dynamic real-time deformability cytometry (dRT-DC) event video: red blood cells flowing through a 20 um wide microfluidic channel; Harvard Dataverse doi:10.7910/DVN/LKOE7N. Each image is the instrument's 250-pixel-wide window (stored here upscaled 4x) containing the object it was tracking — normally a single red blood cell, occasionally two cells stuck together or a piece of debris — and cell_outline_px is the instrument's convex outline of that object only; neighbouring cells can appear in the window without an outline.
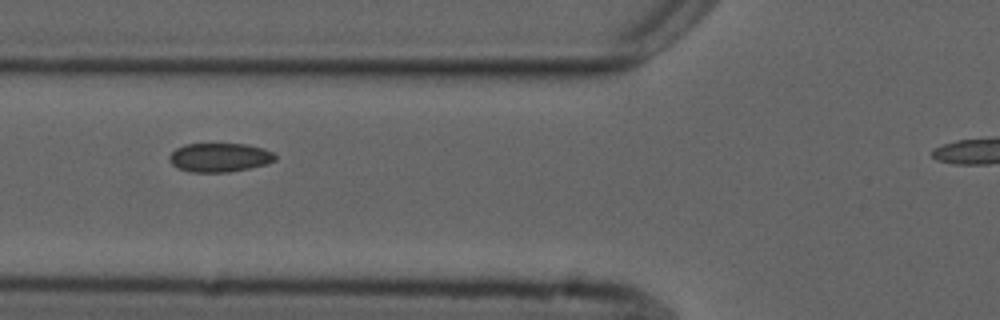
{"species": "common noctule bat (a hibernating species)", "species_latin": "Nyctalus noctula", "temperature_condition": "cold", "stored_images_in_passage": 7, "camera_frame_rate_fps": 3000, "um_per_image_px": 0.085, "animal": {"sex": "male", "forearm_length_mm": 52.5}, "frame": {"image": 1, "passage_image": 3, "time_ms": 2.333, "image_size_px": [1000, 320], "cell_outline_px": [[276, 160], [268, 164], [228, 172], [192, 172], [176, 168], [168, 160], [168, 156], [176, 148], [184, 144], [244, 144], [264, 148], [272, 152], [276, 156]], "centroid_in_image_um": [18.65, 13.38], "position_along_channel_um": 107.2, "area_um2": 17.92}}
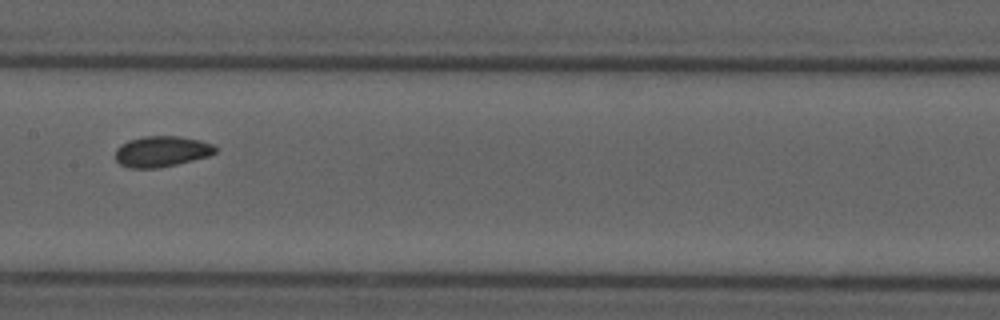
{"frame": {"image": 2, "passage_image": 5, "time_ms": 4.667, "image_size_px": [1000, 320], "cell_outline_px": [[216, 152], [208, 156], [160, 168], [128, 168], [120, 164], [116, 160], [116, 148], [120, 144], [128, 140], [144, 136], [180, 136], [200, 140], [212, 144], [216, 148]], "centroid_in_image_um": [13.71, 12.87], "position_along_channel_um": 193.7, "area_um2": 17.98}}
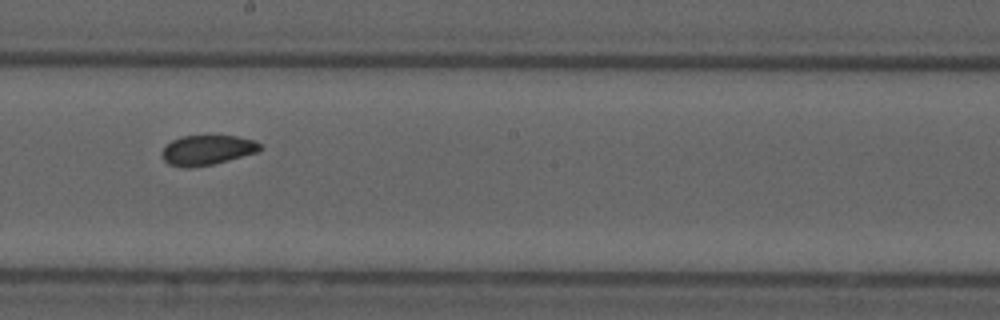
{"frame": {"image": 3, "passage_image": 6, "time_ms": 5.667, "image_size_px": [1000, 320], "cell_outline_px": [[264, 148], [256, 152], [228, 160], [212, 164], [188, 168], [168, 164], [164, 160], [160, 152], [172, 140], [180, 136], [236, 136], [252, 140], [260, 144]], "centroid_in_image_um": [17.58, 12.75], "position_along_channel_um": 230.6, "area_um2": 16.88}}